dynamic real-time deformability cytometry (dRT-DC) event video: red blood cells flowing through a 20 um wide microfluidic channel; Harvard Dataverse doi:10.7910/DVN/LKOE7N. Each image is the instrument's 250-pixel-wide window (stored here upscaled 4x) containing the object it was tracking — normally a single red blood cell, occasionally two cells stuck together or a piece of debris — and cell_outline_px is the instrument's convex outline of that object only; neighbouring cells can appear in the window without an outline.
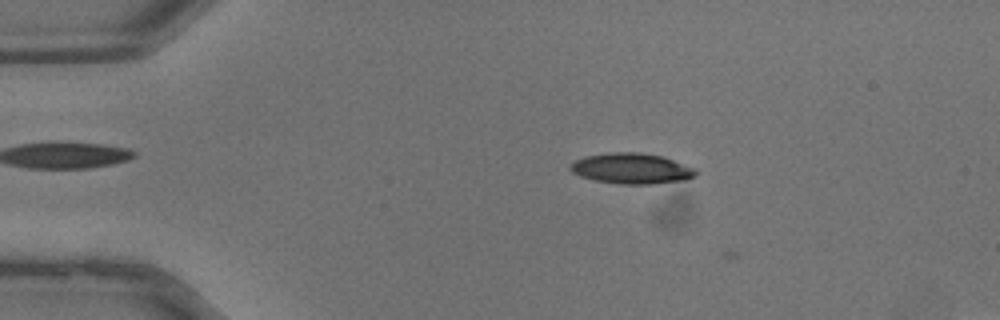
{"species": "common noctule bat (a hibernating species)", "species_latin": "Nyctalus noctula", "temperature_condition": "warm", "stored_images_in_passage": 4, "camera_frame_rate_fps": 3000, "um_per_image_px": 0.085, "animal": {"sex": "male", "body_mass_g": 13.3}, "frame": {"image": 1, "passage_image": 3, "time_ms": 0.667, "image_size_px": [1000, 320], "cell_outline_px": [[700, 172], [696, 176], [684, 180], [652, 184], [620, 184], [596, 180], [580, 176], [572, 172], [568, 168], [576, 160], [584, 156], [612, 152], [640, 152], [664, 156], [696, 168]], "centroid_in_image_um": [53.74, 14.32], "position_along_channel_um": 31.3, "area_um2": 22.6}}